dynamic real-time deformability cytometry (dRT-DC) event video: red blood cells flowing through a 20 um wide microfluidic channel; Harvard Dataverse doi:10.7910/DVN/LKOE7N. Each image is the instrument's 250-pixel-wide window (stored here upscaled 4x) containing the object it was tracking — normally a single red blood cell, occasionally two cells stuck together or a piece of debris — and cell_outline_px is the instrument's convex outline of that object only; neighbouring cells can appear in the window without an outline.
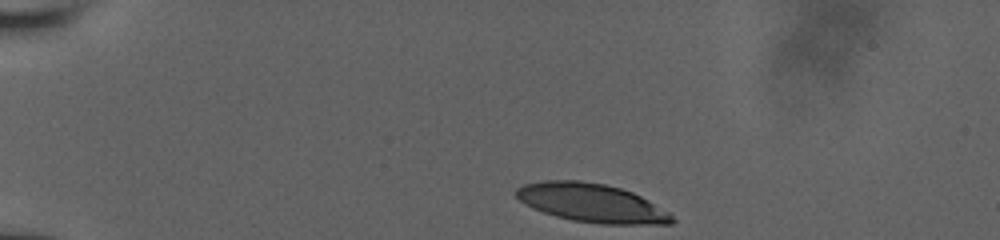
{"species": "human", "species_latin": "Homo sapiens", "temperature_condition": "room temperature", "stored_images_in_passage": 37, "camera_frame_rate_fps": 3000, "um_per_image_px": 0.085, "donor": {"sex": "male"}, "frame": {"image": 1, "passage_image": 1, "time_ms": 0.0, "image_size_px": [1000, 240], "cell_outline_px": [[676, 220], [672, 224], [600, 224], [572, 220], [556, 216], [532, 208], [524, 204], [516, 196], [516, 188], [524, 184], [544, 180], [580, 180], [604, 184], [620, 188], [632, 192], [648, 200], [668, 212]], "centroid_in_image_um": [50.28, 17.25], "position_along_channel_um": 34.7, "area_um2": 34.97}}
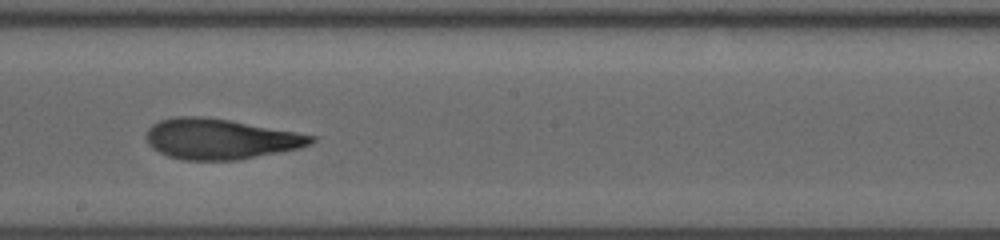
{"frame": {"image": 2, "passage_image": 22, "time_ms": 7.0, "image_size_px": [1000, 240], "cell_outline_px": [[316, 140], [312, 144], [300, 148], [240, 160], [184, 160], [168, 156], [152, 148], [148, 144], [148, 128], [152, 124], [160, 120], [176, 116], [204, 116], [228, 120], [296, 132], [316, 136]], "centroid_in_image_um": [18.74, 11.82], "position_along_channel_um": 229.5, "area_um2": 38.78}}
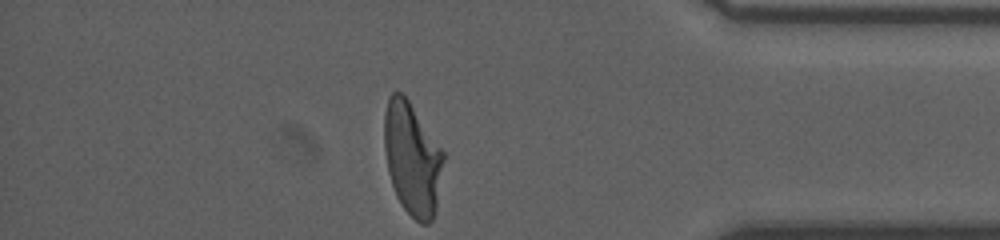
{"frame": {"image": 3, "passage_image": 37, "time_ms": 12.0, "image_size_px": [1000, 240], "cell_outline_px": [[444, 160], [436, 208], [432, 220], [428, 224], [420, 224], [400, 204], [396, 196], [388, 172], [384, 148], [384, 112], [388, 96], [392, 92], [400, 92], [408, 100], [444, 152]], "centroid_in_image_um": [35.02, 13.5], "position_along_channel_um": 400.2, "area_um2": 38.78}, "authors_computed_cell_mechanics": {"area_um2": 38.437, "velocity_mm_per_s": 3.8961, "shape_relaxation_time_tau1_ms": 10.2287, "shape_relaxation_time_tau2_ms": 1.7964, "deformation_change_tau1": 0.3476, "deformation_change_tau2": 0.1055}}